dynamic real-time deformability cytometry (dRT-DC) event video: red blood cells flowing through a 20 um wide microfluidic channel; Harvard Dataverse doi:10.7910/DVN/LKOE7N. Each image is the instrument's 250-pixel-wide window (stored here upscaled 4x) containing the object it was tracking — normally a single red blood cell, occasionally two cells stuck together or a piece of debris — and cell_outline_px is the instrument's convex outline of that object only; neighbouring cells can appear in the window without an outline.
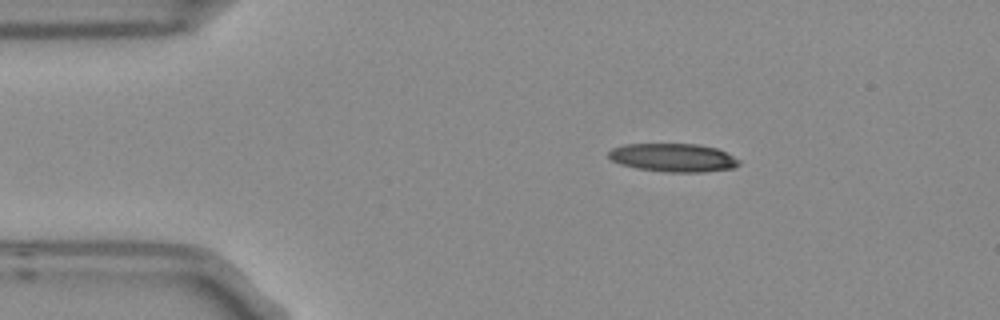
{"species": "Egyptian fruit bat (a non-hibernating species)", "species_latin": "Rousettus aegyptiacus", "temperature_condition": "room temperature", "stored_images_in_passage": 7, "camera_frame_rate_fps": 3000, "um_per_image_px": 0.085, "frame": {"image": 1, "passage_image": 1, "time_ms": 0.0, "image_size_px": [1000, 320], "cell_outline_px": [[740, 164], [732, 168], [704, 172], [668, 172], [636, 168], [620, 164], [612, 160], [608, 156], [608, 152], [612, 148], [624, 144], [696, 144], [716, 148], [740, 160]], "centroid_in_image_um": [57.2, 13.4], "position_along_channel_um": 27.8, "area_um2": 21.44}}
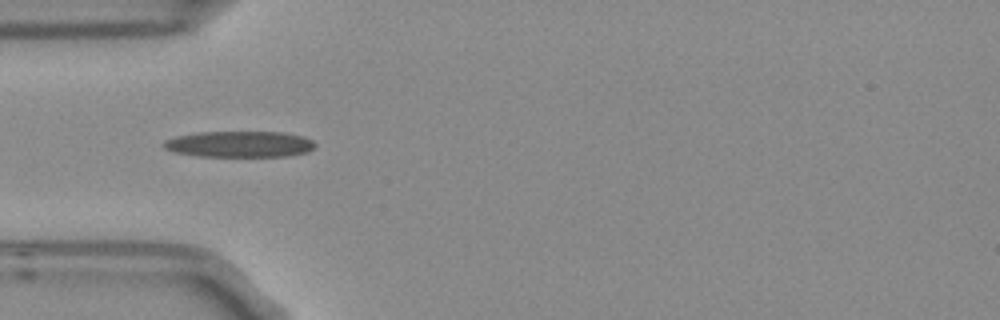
{"frame": {"image": 2, "passage_image": 3, "time_ms": 0.667, "image_size_px": [1000, 320], "cell_outline_px": [[316, 148], [308, 152], [288, 156], [196, 156], [172, 152], [164, 148], [160, 144], [164, 140], [176, 136], [200, 132], [280, 132], [304, 136], [312, 140], [316, 144]], "centroid_in_image_um": [20.35, 12.26], "position_along_channel_um": 64.7, "area_um2": 23.29}}
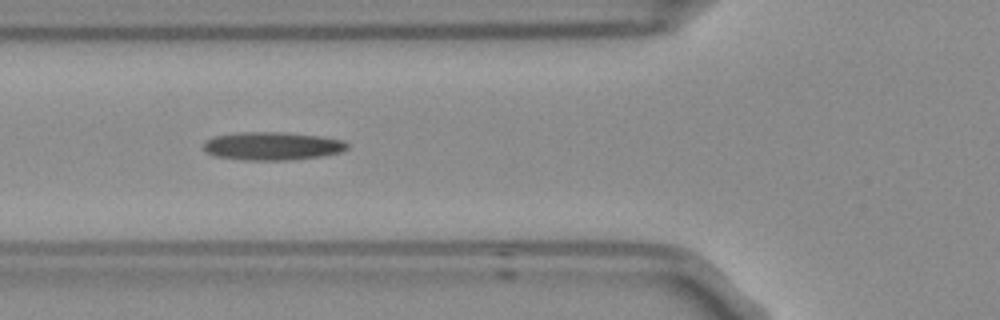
{"frame": {"image": 3, "passage_image": 4, "time_ms": 1.0, "image_size_px": [1000, 320], "cell_outline_px": [[348, 148], [340, 152], [320, 156], [288, 160], [244, 160], [216, 156], [208, 152], [204, 148], [204, 140], [212, 136], [236, 132], [284, 132], [320, 136], [344, 140], [348, 144]], "centroid_in_image_um": [23.13, 12.4], "position_along_channel_um": 102.7, "area_um2": 23.64}}